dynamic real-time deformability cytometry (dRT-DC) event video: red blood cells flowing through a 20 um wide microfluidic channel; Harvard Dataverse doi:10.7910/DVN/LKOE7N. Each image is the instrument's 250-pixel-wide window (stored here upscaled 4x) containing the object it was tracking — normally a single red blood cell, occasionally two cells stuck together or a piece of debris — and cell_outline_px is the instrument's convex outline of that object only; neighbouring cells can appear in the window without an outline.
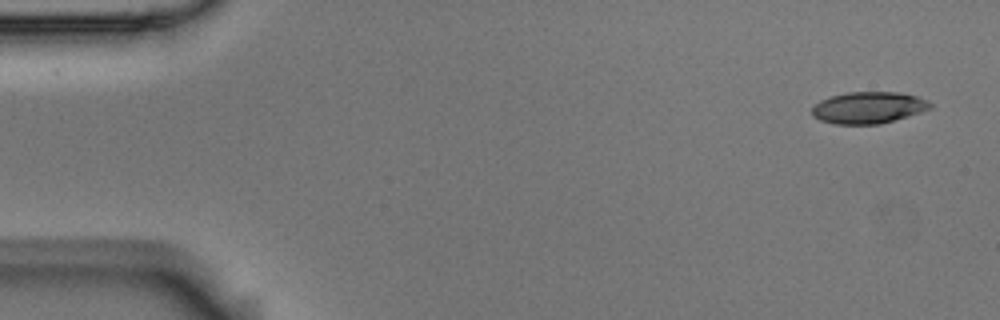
{"species": "Egyptian fruit bat (a non-hibernating species)", "species_latin": "Rousettus aegyptiacus", "temperature_condition": "room temperature", "stored_images_in_passage": 5, "camera_frame_rate_fps": 3000, "um_per_image_px": 0.085, "animal": {"sex": "male"}, "frame": {"image": 1, "passage_image": 1, "time_ms": 0.0, "image_size_px": [1000, 320], "cell_outline_px": [[932, 108], [908, 116], [880, 124], [832, 124], [820, 120], [812, 116], [812, 108], [820, 100], [832, 96], [848, 92], [900, 92], [916, 96], [928, 100], [932, 104]], "centroid_in_image_um": [73.82, 9.15], "position_along_channel_um": 11.2, "area_um2": 21.85}}
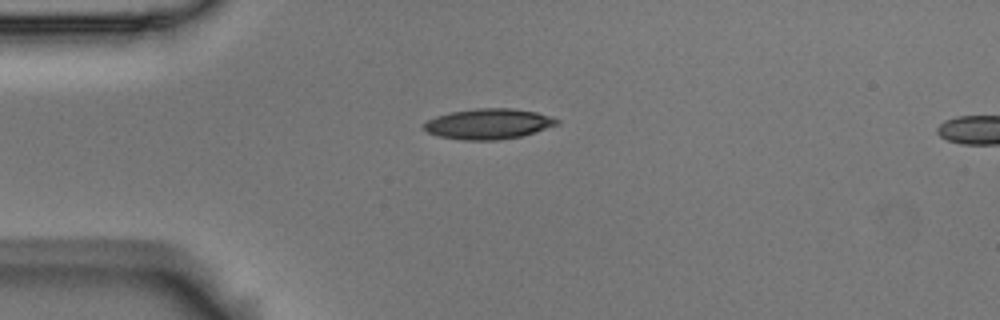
{"frame": {"image": 2, "passage_image": 4, "time_ms": 1.0, "image_size_px": [1000, 320], "cell_outline_px": [[560, 124], [520, 136], [496, 140], [464, 140], [440, 136], [428, 132], [424, 128], [424, 124], [428, 120], [436, 116], [452, 112], [476, 108], [512, 108], [536, 112], [560, 120]], "centroid_in_image_um": [41.53, 10.52], "position_along_channel_um": 43.5, "area_um2": 23.29}}